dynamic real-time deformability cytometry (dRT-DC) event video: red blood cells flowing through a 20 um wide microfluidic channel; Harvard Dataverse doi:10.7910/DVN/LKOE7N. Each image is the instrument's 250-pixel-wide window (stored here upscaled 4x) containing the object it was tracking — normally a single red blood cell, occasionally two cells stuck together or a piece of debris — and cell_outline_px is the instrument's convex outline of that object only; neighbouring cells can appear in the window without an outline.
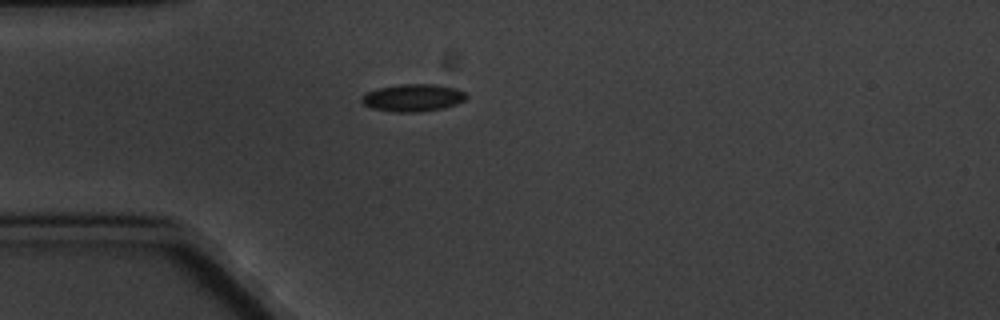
{"species": "common noctule bat (a hibernating species)", "species_latin": "Nyctalus noctula", "temperature_condition": "cold", "stored_images_in_passage": 1, "camera_frame_rate_fps": 3000, "um_per_image_px": 0.085, "animal": {"sex": "male", "body_mass_g": 20.1, "forearm_length_mm": 53.5}, "frame": {"image": 1, "passage_image": 1, "time_ms": 0.0, "image_size_px": [1000, 320], "cell_outline_px": [[468, 96], [464, 100], [456, 104], [444, 108], [420, 112], [392, 112], [372, 108], [364, 104], [360, 100], [360, 96], [368, 92], [380, 88], [396, 84], [436, 84], [456, 88], [464, 92]], "centroid_in_image_um": [35.1, 8.31], "position_along_channel_um": 49.9, "area_um2": 16.82}}